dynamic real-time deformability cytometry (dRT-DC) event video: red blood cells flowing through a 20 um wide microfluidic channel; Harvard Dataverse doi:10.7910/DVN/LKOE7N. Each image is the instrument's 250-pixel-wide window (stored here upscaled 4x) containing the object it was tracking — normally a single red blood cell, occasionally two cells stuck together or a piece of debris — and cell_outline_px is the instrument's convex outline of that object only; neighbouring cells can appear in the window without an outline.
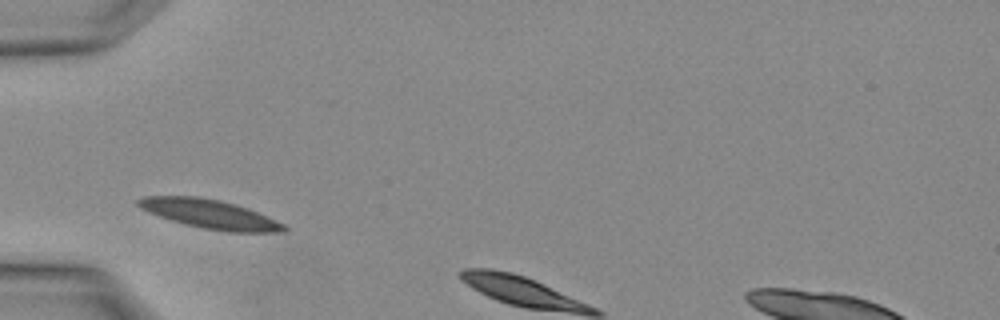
{"species": "Egyptian fruit bat (a non-hibernating species)", "species_latin": "Rousettus aegyptiacus", "temperature_condition": "warm", "stored_images_in_passage": 3, "camera_frame_rate_fps": 3000, "um_per_image_px": 0.085, "animal": {"sex": "female"}, "frame": {"image": 1, "passage_image": 1, "time_ms": 0.0, "image_size_px": [1000, 320], "cell_outline_px": [[288, 228], [284, 232], [228, 232], [204, 228], [184, 224], [148, 212], [140, 208], [136, 204], [136, 200], [144, 196], [200, 196], [220, 200], [248, 208], [284, 224]], "centroid_in_image_um": [17.82, 18.19], "position_along_channel_um": 67.2, "area_um2": 24.51}}